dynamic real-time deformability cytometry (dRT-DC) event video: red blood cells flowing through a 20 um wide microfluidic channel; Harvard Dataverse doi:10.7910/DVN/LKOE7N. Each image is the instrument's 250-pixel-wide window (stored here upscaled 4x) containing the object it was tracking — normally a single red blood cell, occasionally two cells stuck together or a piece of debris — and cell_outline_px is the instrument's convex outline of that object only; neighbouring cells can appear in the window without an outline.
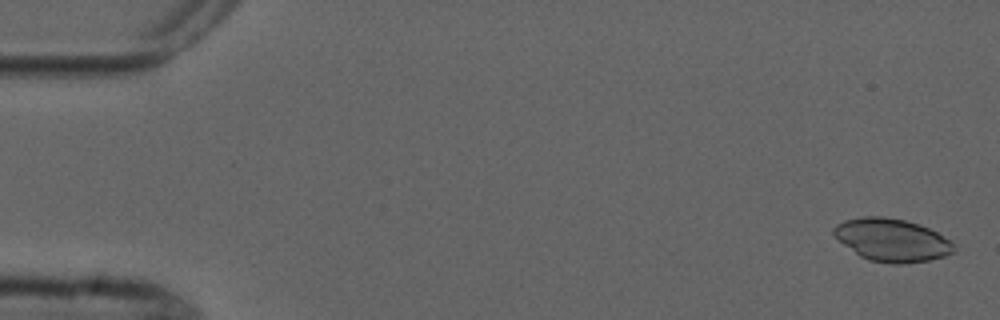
{"species": "common noctule bat (a hibernating species)", "species_latin": "Nyctalus noctula", "temperature_condition": "cold", "stored_images_in_passage": 5, "camera_frame_rate_fps": 3000, "um_per_image_px": 0.085, "animal": {"sex": "male", "forearm_length_mm": 52.5}, "frame": {"image": 1, "passage_image": 1, "time_ms": 0.0, "image_size_px": [1000, 320], "cell_outline_px": [[956, 244], [952, 252], [944, 256], [928, 260], [900, 264], [892, 264], [868, 260], [860, 256], [844, 244], [832, 232], [832, 228], [836, 224], [844, 220], [864, 216], [884, 216], [904, 220], [928, 228], [952, 240]], "centroid_in_image_um": [75.81, 20.4], "position_along_channel_um": 9.2, "area_um2": 29.82}}